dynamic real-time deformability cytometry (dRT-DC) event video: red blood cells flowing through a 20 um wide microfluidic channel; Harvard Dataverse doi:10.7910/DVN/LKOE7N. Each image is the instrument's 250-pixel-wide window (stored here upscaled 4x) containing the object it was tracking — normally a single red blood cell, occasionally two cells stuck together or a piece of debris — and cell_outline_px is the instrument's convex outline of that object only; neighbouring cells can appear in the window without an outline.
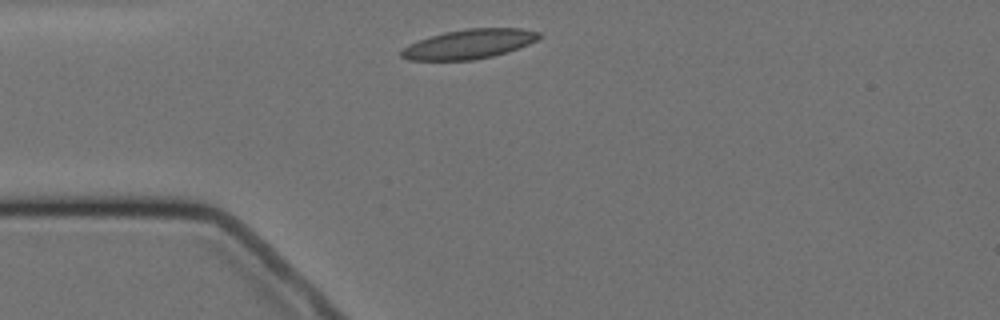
{"species": "Egyptian fruit bat (a non-hibernating species)", "species_latin": "Rousettus aegyptiacus", "temperature_condition": "cold", "stored_images_in_passage": 5, "camera_frame_rate_fps": 3000, "um_per_image_px": 0.085, "animal": {"sex": "female"}, "frame": {"image": 1, "passage_image": 1, "time_ms": 0.0, "image_size_px": [1000, 320], "cell_outline_px": [[540, 36], [536, 40], [528, 44], [492, 56], [472, 60], [408, 60], [400, 56], [400, 52], [408, 44], [444, 32], [464, 28], [520, 28], [540, 32]], "centroid_in_image_um": [39.84, 3.74], "position_along_channel_um": 45.2, "area_um2": 23.35}}
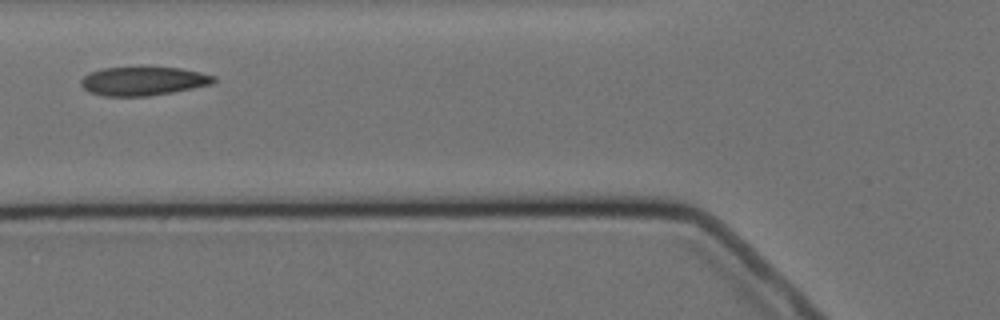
{"frame": {"image": 2, "passage_image": 3, "time_ms": 2.333, "image_size_px": [1000, 320], "cell_outline_px": [[216, 80], [212, 84], [172, 92], [148, 96], [104, 96], [88, 92], [80, 84], [80, 80], [84, 76], [92, 72], [104, 68], [180, 68], [200, 72], [216, 76]], "centroid_in_image_um": [12.17, 6.9], "position_along_channel_um": 113.6, "area_um2": 21.96}}
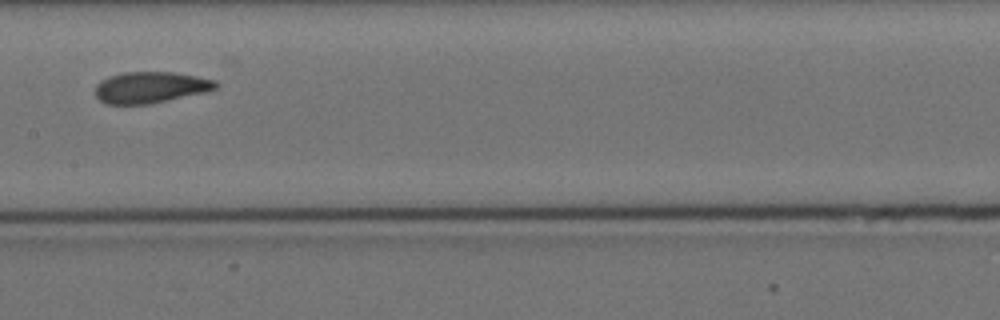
{"frame": {"image": 3, "passage_image": 5, "time_ms": 4.667, "image_size_px": [1000, 320], "cell_outline_px": [[220, 84], [216, 88], [204, 92], [148, 104], [104, 104], [96, 96], [96, 84], [100, 80], [108, 76], [124, 72], [176, 72], [216, 80]], "centroid_in_image_um": [12.77, 7.41], "position_along_channel_um": 194.6, "area_um2": 21.96}}